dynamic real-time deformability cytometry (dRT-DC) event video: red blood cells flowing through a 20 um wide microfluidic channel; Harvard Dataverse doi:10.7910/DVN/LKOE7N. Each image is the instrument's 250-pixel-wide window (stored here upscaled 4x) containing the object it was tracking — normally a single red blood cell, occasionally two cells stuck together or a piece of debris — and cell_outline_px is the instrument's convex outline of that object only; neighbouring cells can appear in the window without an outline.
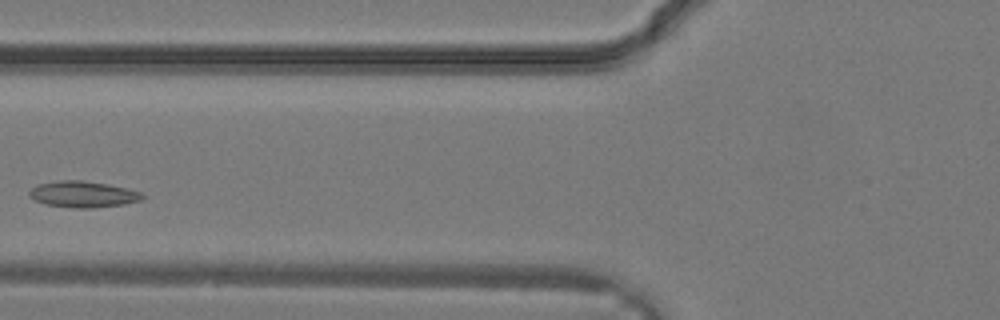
{"species": "common noctule bat (a hibernating species)", "species_latin": "Nyctalus noctula", "temperature_condition": "warm", "stored_images_in_passage": 25, "segment_of_instrument_passage": [1, 2], "camera_frame_rate_fps": 3000, "um_per_image_px": 0.085, "animal": {"sex": "male", "body_mass_g": 19.2, "forearm_length_mm": 51.8}, "frame": {"image": 1, "passage_image": 7, "time_ms": 2.0, "image_size_px": [1000, 320], "cell_outline_px": [[144, 196], [140, 200], [124, 204], [92, 208], [72, 208], [44, 204], [28, 196], [28, 188], [36, 184], [60, 180], [80, 180], [108, 184], [128, 188], [140, 192]], "centroid_in_image_um": [6.99, 16.51], "position_along_channel_um": 118.8, "area_um2": 17.46}}
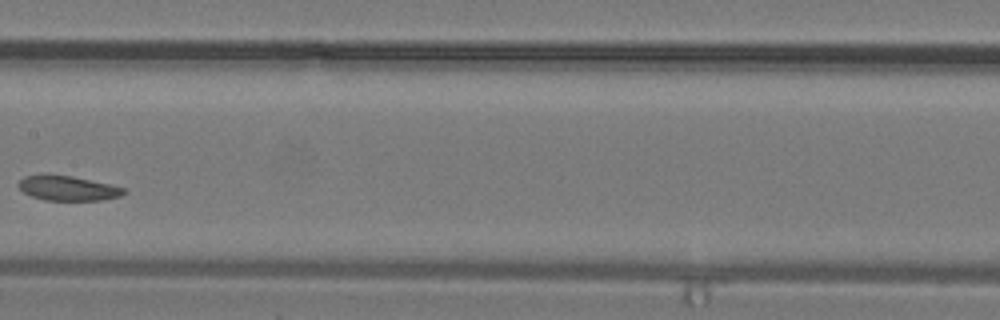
{"frame": {"image": 2, "passage_image": 11, "time_ms": 3.333, "image_size_px": [1000, 320], "cell_outline_px": [[128, 192], [120, 196], [100, 200], [44, 200], [32, 196], [24, 192], [16, 184], [24, 176], [72, 176], [108, 184], [124, 188]], "centroid_in_image_um": [5.78, 16.02], "position_along_channel_um": 201.6, "area_um2": 14.74}}
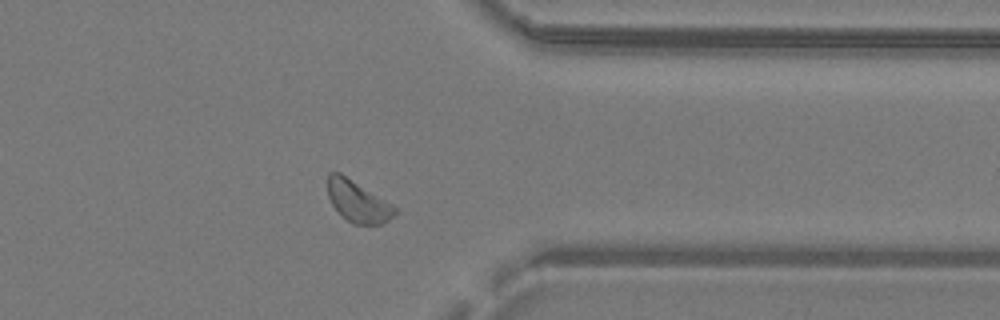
{"frame": {"image": 3, "passage_image": 20, "time_ms": 6.333, "image_size_px": [1000, 320], "cell_outline_px": [[396, 212], [384, 224], [352, 224], [340, 216], [332, 204], [328, 196], [328, 172], [340, 172], [392, 204], [396, 208]], "centroid_in_image_um": [30.39, 17.13], "position_along_channel_um": 381.0, "area_um2": 16.18}}